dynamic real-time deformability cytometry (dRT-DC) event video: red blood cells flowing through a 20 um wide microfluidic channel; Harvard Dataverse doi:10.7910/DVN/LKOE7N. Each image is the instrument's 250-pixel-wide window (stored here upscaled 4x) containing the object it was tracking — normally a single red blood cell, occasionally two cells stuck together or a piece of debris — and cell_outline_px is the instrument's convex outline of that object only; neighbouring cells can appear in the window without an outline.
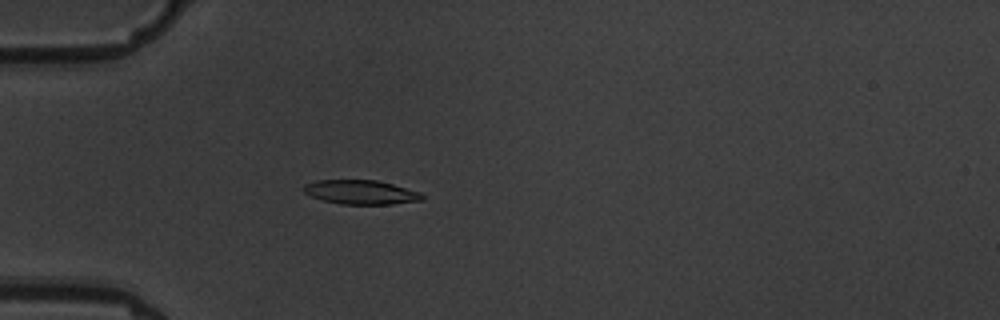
{"species": "common noctule bat (a hibernating species)", "species_latin": "Nyctalus noctula", "temperature_condition": "warm", "stored_images_in_passage": 5, "camera_frame_rate_fps": 3000, "um_per_image_px": 0.085, "animal": {"sex": "male", "body_mass_g": 19.5, "forearm_length_mm": 54.6}, "frame": {"image": 1, "passage_image": 5, "time_ms": 5.333, "image_size_px": [1000, 320], "cell_outline_px": [[424, 200], [392, 204], [340, 204], [320, 200], [304, 192], [304, 184], [316, 180], [376, 180], [392, 184], [420, 192], [424, 196]], "centroid_in_image_um": [30.67, 16.34], "position_along_channel_um": 54.3, "area_um2": 16.7}}